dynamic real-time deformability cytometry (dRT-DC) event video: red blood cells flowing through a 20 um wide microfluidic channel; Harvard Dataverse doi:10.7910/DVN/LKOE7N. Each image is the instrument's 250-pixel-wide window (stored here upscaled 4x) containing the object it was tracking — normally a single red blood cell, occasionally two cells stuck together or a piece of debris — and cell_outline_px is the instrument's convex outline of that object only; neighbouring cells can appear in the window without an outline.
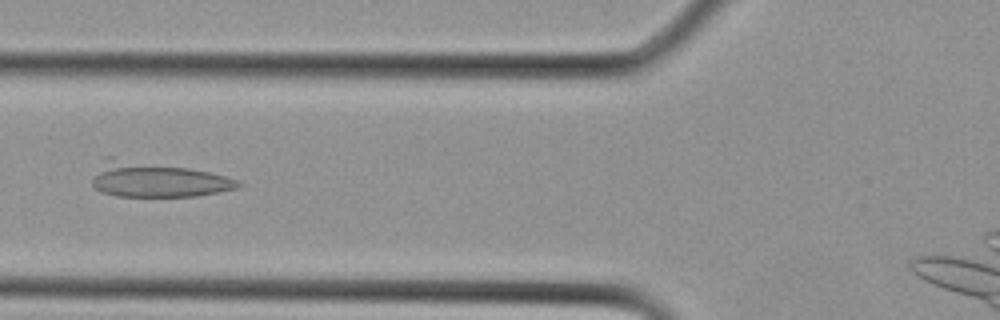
{"species": "Egyptian fruit bat (a non-hibernating species)", "species_latin": "Rousettus aegyptiacus", "temperature_condition": "cold", "stored_images_in_passage": 11, "camera_frame_rate_fps": 3000, "um_per_image_px": 0.085, "animal": {"sex": "female"}, "frame": {"image": 1, "passage_image": 8, "time_ms": 2.333, "image_size_px": [1000, 320], "cell_outline_px": [[244, 184], [236, 188], [196, 196], [116, 196], [100, 192], [92, 184], [92, 180], [104, 156], [112, 156], [188, 168], [228, 176]], "centroid_in_image_um": [13.29, 15.25], "position_along_channel_um": 112.5, "area_um2": 29.77}}
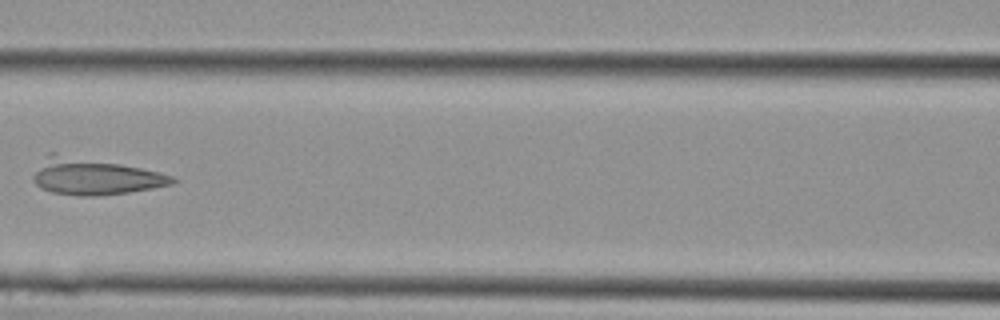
{"frame": {"image": 2, "passage_image": 10, "time_ms": 3.0, "image_size_px": [1000, 320], "cell_outline_px": [[180, 180], [172, 184], [152, 188], [128, 192], [96, 196], [80, 196], [52, 192], [40, 188], [32, 180], [32, 176], [48, 152], [56, 152], [120, 164], [160, 172], [172, 176]], "centroid_in_image_um": [8.0, 15.0], "position_along_channel_um": 158.6, "area_um2": 29.48}}